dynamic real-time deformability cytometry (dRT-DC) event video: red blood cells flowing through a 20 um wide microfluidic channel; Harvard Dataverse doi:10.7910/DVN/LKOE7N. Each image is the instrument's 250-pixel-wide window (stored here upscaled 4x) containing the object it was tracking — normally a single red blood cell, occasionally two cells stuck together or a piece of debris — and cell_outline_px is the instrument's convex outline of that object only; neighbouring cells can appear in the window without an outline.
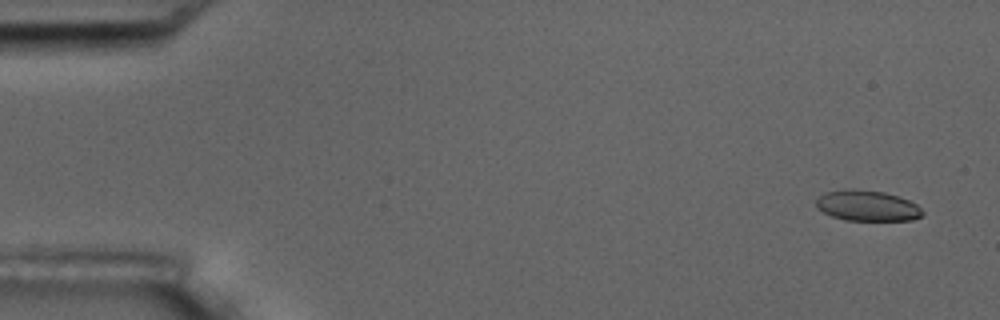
{"species": "common noctule bat (a hibernating species)", "species_latin": "Nyctalus noctula", "temperature_condition": "room temperature", "stored_images_in_passage": 5, "camera_frame_rate_fps": 3000, "um_per_image_px": 0.085, "animal": {"sex": "male", "body_mass_g": 17.5, "forearm_length_mm": 52.3}, "frame": {"image": 1, "passage_image": 1, "time_ms": 0.0, "image_size_px": [1000, 320], "cell_outline_px": [[924, 216], [912, 220], [844, 220], [832, 216], [816, 208], [816, 200], [824, 192], [848, 188], [852, 188], [884, 192], [908, 200], [916, 204], [924, 212]], "centroid_in_image_um": [73.7, 17.48], "position_along_channel_um": 11.3, "area_um2": 19.07}}
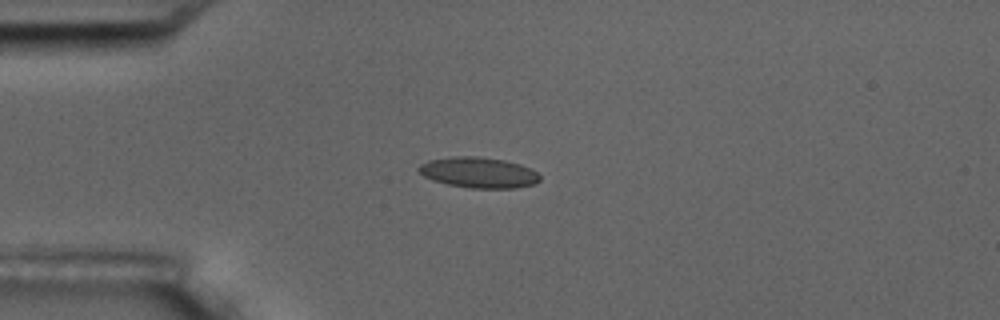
{"frame": {"image": 2, "passage_image": 4, "time_ms": 4.0, "image_size_px": [1000, 320], "cell_outline_px": [[540, 180], [536, 184], [516, 188], [472, 188], [448, 184], [432, 180], [424, 176], [416, 168], [420, 164], [428, 160], [452, 156], [476, 156], [504, 160], [520, 164], [536, 172], [540, 176]], "centroid_in_image_um": [40.67, 14.66], "position_along_channel_um": 44.3, "area_um2": 21.68}}